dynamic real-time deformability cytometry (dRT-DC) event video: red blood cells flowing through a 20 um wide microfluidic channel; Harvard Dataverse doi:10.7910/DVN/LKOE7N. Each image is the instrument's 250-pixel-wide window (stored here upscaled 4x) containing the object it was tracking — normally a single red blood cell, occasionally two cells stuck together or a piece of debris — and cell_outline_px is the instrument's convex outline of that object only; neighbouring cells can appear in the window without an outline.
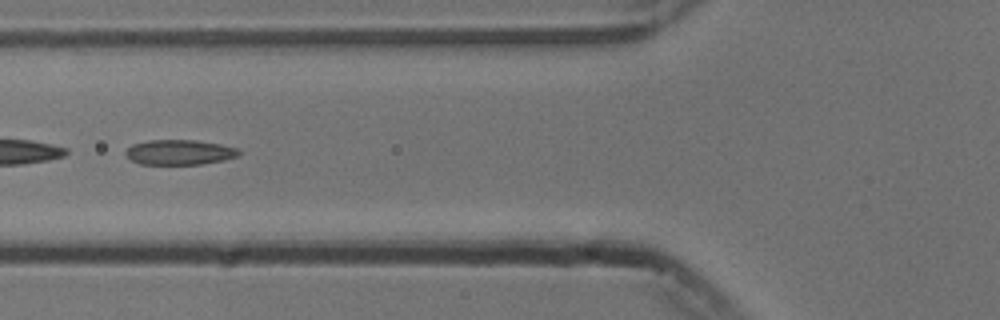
{"species": "common noctule bat (a hibernating species)", "species_latin": "Nyctalus noctula", "temperature_condition": "cold", "stored_images_in_passage": 44, "segment_of_instrument_passage": [2, 2], "camera_frame_rate_fps": 3000, "um_per_image_px": 0.085, "animal": {"sex": "male", "body_mass_g": 13.3}, "frame": {"image": 1, "passage_image": 12, "time_ms": 3.667, "image_size_px": [1000, 320], "cell_outline_px": [[244, 152], [236, 156], [224, 160], [200, 164], [140, 164], [124, 156], [124, 152], [132, 144], [148, 140], [196, 140], [220, 144], [236, 148]], "centroid_in_image_um": [15.24, 12.94], "position_along_channel_um": 110.6, "area_um2": 16.59}}
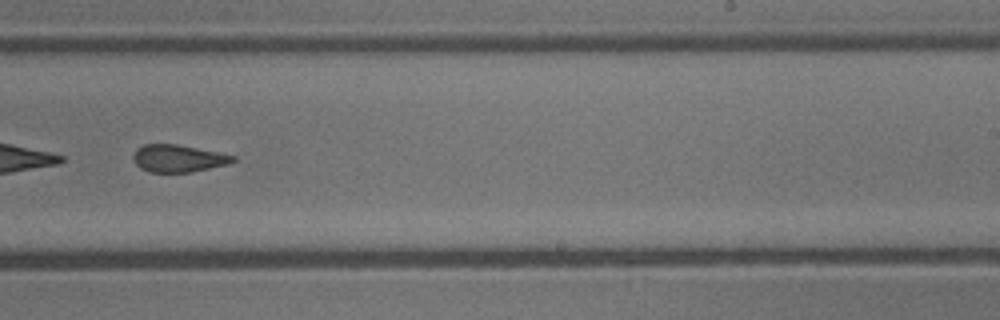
{"frame": {"image": 2, "passage_image": 25, "time_ms": 8.0, "image_size_px": [1000, 320], "cell_outline_px": [[236, 160], [228, 164], [192, 172], [148, 172], [140, 168], [136, 164], [132, 156], [136, 148], [144, 144], [176, 144], [236, 156]], "centroid_in_image_um": [15.12, 13.47], "position_along_channel_um": 273.9, "area_um2": 15.84}}
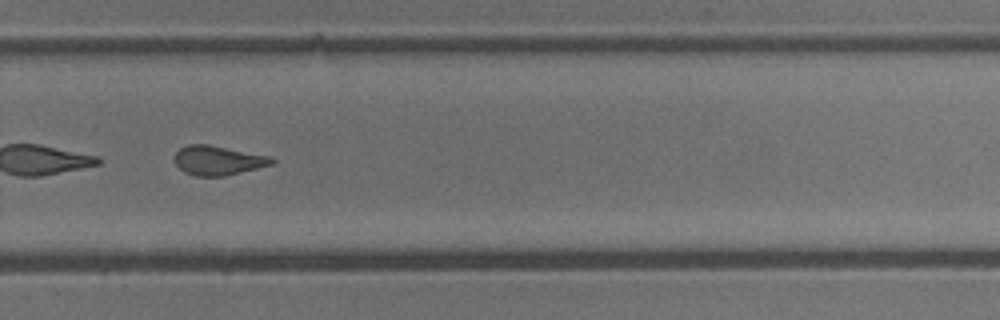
{"frame": {"image": 3, "passage_image": 28, "time_ms": 9.0, "image_size_px": [1000, 320], "cell_outline_px": [[276, 160], [272, 164], [224, 176], [196, 176], [184, 172], [176, 164], [176, 152], [180, 148], [188, 144], [208, 144], [272, 156]], "centroid_in_image_um": [18.55, 13.62], "position_along_channel_um": 311.2, "area_um2": 16.53}}